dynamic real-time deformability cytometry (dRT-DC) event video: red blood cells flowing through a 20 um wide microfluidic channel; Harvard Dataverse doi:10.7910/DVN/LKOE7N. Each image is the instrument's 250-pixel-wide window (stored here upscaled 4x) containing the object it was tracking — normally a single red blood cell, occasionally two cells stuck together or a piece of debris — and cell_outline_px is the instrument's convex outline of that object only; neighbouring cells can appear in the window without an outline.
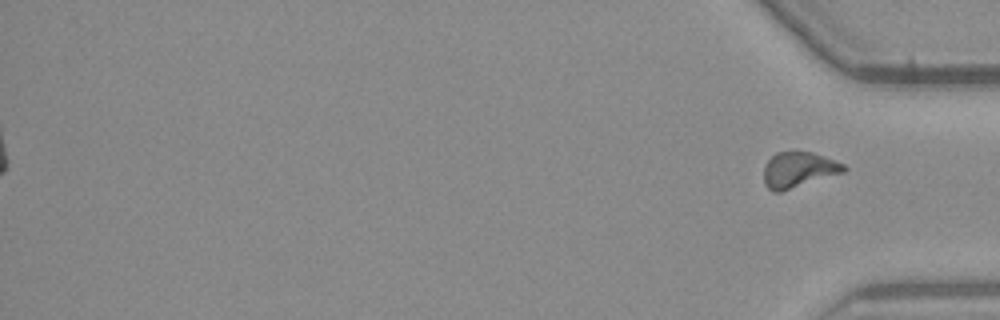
{"species": "common noctule bat (a hibernating species)", "species_latin": "Nyctalus noctula", "temperature_condition": "warm", "stored_images_in_passage": 57, "segment_of_instrument_passage": [2, 2], "camera_frame_rate_fps": 3000, "um_per_image_px": 0.085, "animal": {"sex": "male", "body_mass_g": 23.1, "forearm_length_mm": 52.7}, "frame": {"image": 1, "passage_image": 57, "time_ms": 18.667, "image_size_px": [1000, 320], "cell_outline_px": [[848, 168], [844, 172], [780, 192], [772, 192], [764, 184], [764, 164], [776, 152], [796, 148], [812, 152], [824, 156], [844, 164]], "centroid_in_image_um": [67.85, 14.38], "position_along_channel_um": 367.4, "area_um2": 17.05}}